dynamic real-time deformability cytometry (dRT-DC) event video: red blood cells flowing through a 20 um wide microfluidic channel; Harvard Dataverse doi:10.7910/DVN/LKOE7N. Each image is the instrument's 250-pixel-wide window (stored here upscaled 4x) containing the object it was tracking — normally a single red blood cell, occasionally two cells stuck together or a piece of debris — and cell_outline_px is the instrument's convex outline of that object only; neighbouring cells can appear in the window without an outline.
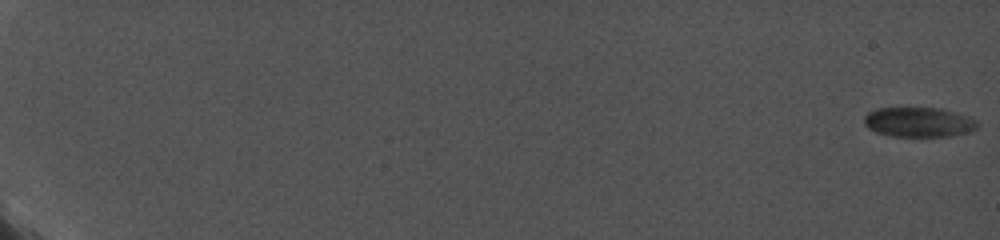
{"species": "common noctule bat (a hibernating species)", "species_latin": "Nyctalus noctula", "temperature_condition": "cold", "stored_images_in_passage": 33, "camera_frame_rate_fps": 5000, "um_per_image_px": 0.085, "animal": {"sex": "female", "body_mass_g": 19.0, "forearm_length_mm": 56.7}, "frame": {"image": 1, "passage_image": 1, "time_ms": 0.0, "image_size_px": [1000, 240], "cell_outline_px": [[976, 128], [972, 132], [948, 136], [892, 136], [876, 132], [868, 128], [864, 124], [864, 116], [868, 112], [876, 108], [936, 108], [952, 112], [976, 120]], "centroid_in_image_um": [78.03, 10.39], "position_along_channel_um": 7.0, "area_um2": 19.36}}
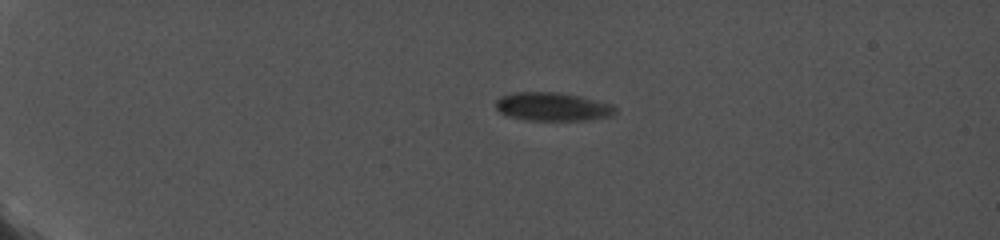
{"frame": {"image": 2, "passage_image": 16, "time_ms": 5.2, "image_size_px": [1000, 240], "cell_outline_px": [[616, 112], [612, 116], [588, 120], [528, 120], [508, 116], [500, 112], [496, 108], [496, 100], [500, 96], [512, 92], [556, 92], [580, 96], [612, 104], [616, 108]], "centroid_in_image_um": [46.97, 9.07], "position_along_channel_um": 38.0, "area_um2": 19.88}}